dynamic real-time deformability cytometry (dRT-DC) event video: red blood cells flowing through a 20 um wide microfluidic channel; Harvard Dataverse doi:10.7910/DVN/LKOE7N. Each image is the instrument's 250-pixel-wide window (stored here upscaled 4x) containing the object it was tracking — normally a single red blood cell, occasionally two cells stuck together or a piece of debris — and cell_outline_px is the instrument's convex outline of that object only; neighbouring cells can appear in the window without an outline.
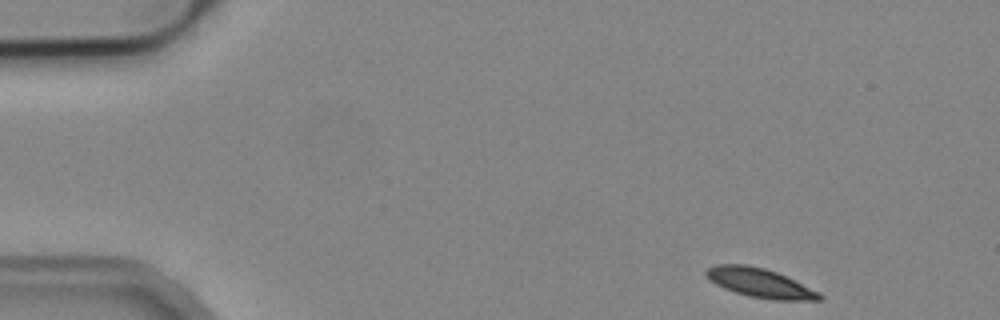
{"species": "common noctule bat (a hibernating species)", "species_latin": "Nyctalus noctula", "temperature_condition": "cold", "stored_images_in_passage": 4, "camera_frame_rate_fps": 3000, "um_per_image_px": 0.085, "animal": {"sex": "male", "body_mass_g": 19.2, "forearm_length_mm": 51.8}, "frame": {"image": 1, "passage_image": 1, "time_ms": 0.0, "image_size_px": [1000, 320], "cell_outline_px": [[824, 296], [820, 300], [776, 300], [748, 296], [724, 288], [716, 284], [704, 272], [708, 268], [716, 264], [744, 264], [764, 268], [776, 272], [820, 292]], "centroid_in_image_um": [64.61, 24.05], "position_along_channel_um": 20.4, "area_um2": 18.96}}
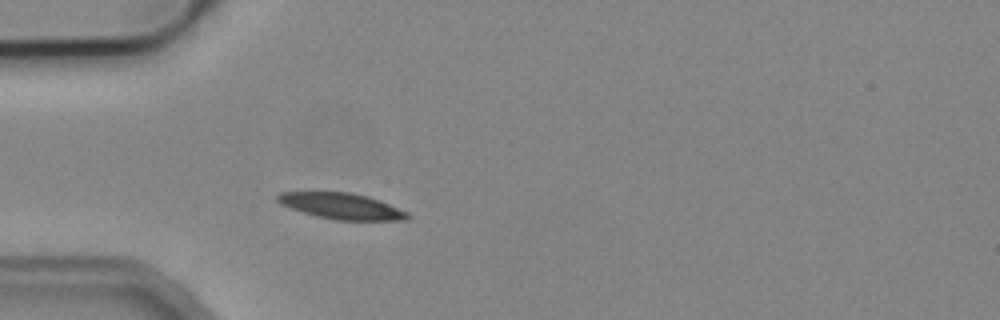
{"frame": {"image": 2, "passage_image": 4, "time_ms": 3.333, "image_size_px": [1000, 320], "cell_outline_px": [[412, 216], [408, 220], [336, 220], [316, 216], [280, 204], [276, 200], [276, 196], [280, 192], [352, 192], [368, 196], [380, 200], [408, 212]], "centroid_in_image_um": [29.07, 17.51], "position_along_channel_um": 55.9, "area_um2": 19.77}}